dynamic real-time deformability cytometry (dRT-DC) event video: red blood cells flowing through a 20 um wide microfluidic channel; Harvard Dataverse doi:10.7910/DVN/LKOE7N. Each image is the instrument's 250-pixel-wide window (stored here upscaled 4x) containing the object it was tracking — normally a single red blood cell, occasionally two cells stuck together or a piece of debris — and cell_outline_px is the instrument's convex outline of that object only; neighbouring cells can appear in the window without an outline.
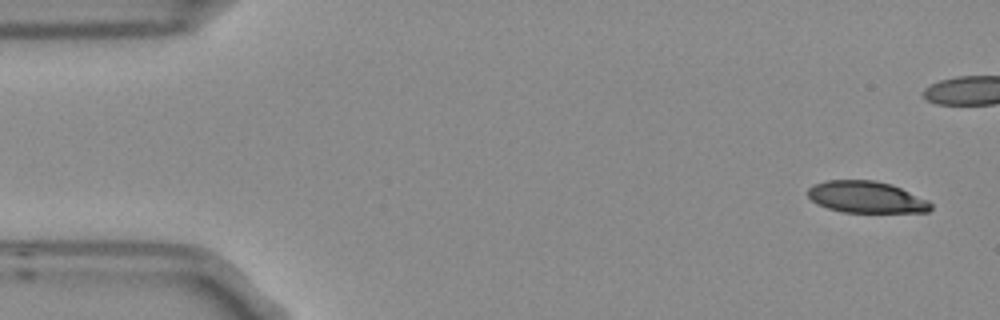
{"species": "Egyptian fruit bat (a non-hibernating species)", "species_latin": "Rousettus aegyptiacus", "temperature_condition": "room temperature", "stored_images_in_passage": 8, "camera_frame_rate_fps": 3000, "um_per_image_px": 0.085, "frame": {"image": 1, "passage_image": 1, "time_ms": 0.0, "image_size_px": [1000, 320], "cell_outline_px": [[932, 208], [928, 212], [844, 212], [828, 208], [816, 204], [808, 196], [808, 188], [812, 184], [828, 180], [876, 180], [892, 184], [928, 200], [932, 204]], "centroid_in_image_um": [73.63, 16.75], "position_along_channel_um": 11.4, "area_um2": 22.77}}